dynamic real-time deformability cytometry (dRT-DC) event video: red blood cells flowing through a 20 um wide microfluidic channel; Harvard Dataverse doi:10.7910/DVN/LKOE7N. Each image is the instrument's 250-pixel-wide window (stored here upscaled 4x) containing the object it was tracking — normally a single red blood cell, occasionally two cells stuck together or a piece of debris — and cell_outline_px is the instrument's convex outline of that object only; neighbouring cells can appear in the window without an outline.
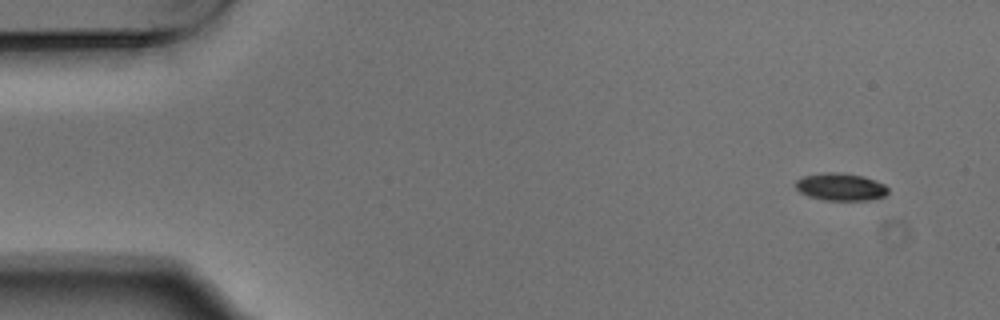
{"species": "Egyptian fruit bat (a non-hibernating species)", "species_latin": "Rousettus aegyptiacus", "temperature_condition": "warm", "stored_images_in_passage": 5, "camera_frame_rate_fps": 3000, "um_per_image_px": 0.085, "animal": {"sex": "male"}, "frame": {"image": 1, "passage_image": 1, "time_ms": 0.0, "image_size_px": [1000, 320], "cell_outline_px": [[888, 192], [884, 196], [868, 200], [824, 200], [808, 196], [800, 192], [796, 188], [796, 180], [804, 176], [824, 172], [840, 172], [864, 176], [884, 184], [888, 188]], "centroid_in_image_um": [71.45, 15.88], "position_along_channel_um": 13.6, "area_um2": 14.8}}
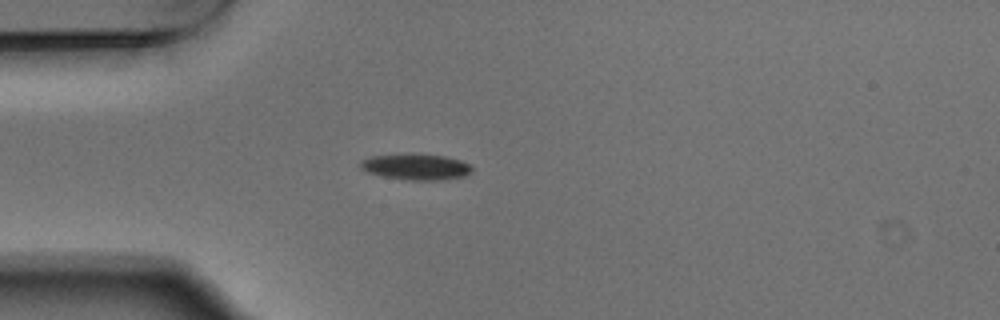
{"frame": {"image": 2, "passage_image": 4, "time_ms": 1.0, "image_size_px": [1000, 320], "cell_outline_px": [[472, 172], [464, 176], [440, 180], [412, 180], [384, 176], [368, 172], [360, 168], [360, 160], [372, 156], [404, 152], [408, 152], [444, 156], [460, 160], [468, 164], [472, 168]], "centroid_in_image_um": [35.33, 14.15], "position_along_channel_um": 49.7, "area_um2": 17.11}}